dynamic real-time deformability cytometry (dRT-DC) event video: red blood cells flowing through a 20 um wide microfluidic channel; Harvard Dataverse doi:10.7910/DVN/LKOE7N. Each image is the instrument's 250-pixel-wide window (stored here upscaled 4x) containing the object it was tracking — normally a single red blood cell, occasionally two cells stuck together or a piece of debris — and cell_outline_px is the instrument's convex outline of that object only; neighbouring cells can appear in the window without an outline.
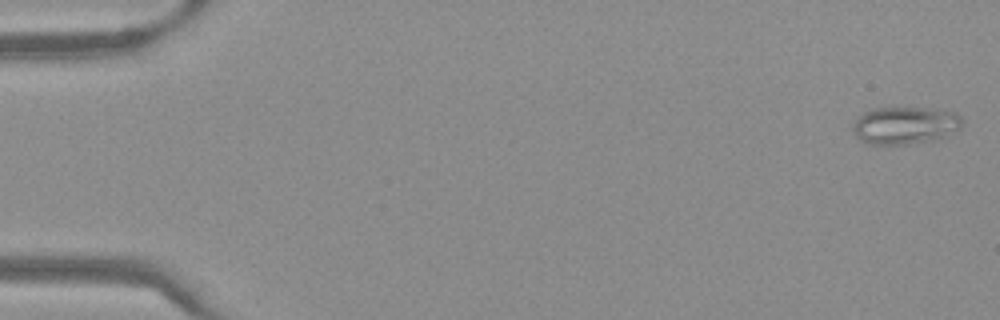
{"species": "Egyptian fruit bat (a non-hibernating species)", "species_latin": "Rousettus aegyptiacus", "temperature_condition": "warm", "stored_images_in_passage": 50, "camera_frame_rate_fps": 3000, "um_per_image_px": 0.085, "frame": {"image": 1, "passage_image": 1, "time_ms": 0.0, "image_size_px": [1000, 320], "cell_outline_px": [[964, 124], [960, 128], [948, 136], [908, 144], [868, 144], [860, 140], [852, 132], [852, 124], [856, 116], [872, 108], [888, 104], [924, 108], [952, 112], [960, 116], [964, 120]], "centroid_in_image_um": [76.86, 10.6], "position_along_channel_um": 8.1, "area_um2": 24.74}}
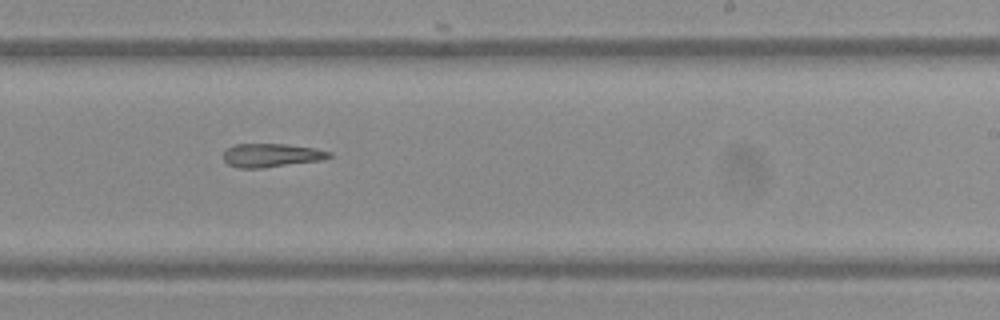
{"frame": {"image": 2, "passage_image": 31, "time_ms": 10.0, "image_size_px": [1000, 320], "cell_outline_px": [[332, 156], [324, 160], [264, 168], [236, 168], [228, 164], [224, 160], [224, 152], [228, 148], [236, 144], [288, 144], [316, 148], [332, 152]], "centroid_in_image_um": [23.12, 13.2], "position_along_channel_um": 265.9, "area_um2": 14.74}}
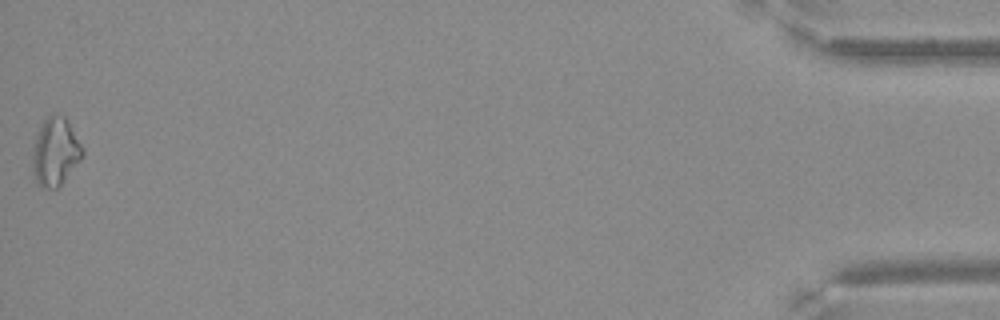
{"frame": {"image": 3, "passage_image": 50, "time_ms": 16.333, "image_size_px": [1000, 320], "cell_outline_px": [[84, 156], [60, 184], [56, 188], [44, 188], [36, 180], [32, 172], [32, 156], [36, 136], [44, 120], [48, 116], [64, 116], [84, 148]], "centroid_in_image_um": [4.71, 12.92], "position_along_channel_um": 430.5, "area_um2": 19.36}}